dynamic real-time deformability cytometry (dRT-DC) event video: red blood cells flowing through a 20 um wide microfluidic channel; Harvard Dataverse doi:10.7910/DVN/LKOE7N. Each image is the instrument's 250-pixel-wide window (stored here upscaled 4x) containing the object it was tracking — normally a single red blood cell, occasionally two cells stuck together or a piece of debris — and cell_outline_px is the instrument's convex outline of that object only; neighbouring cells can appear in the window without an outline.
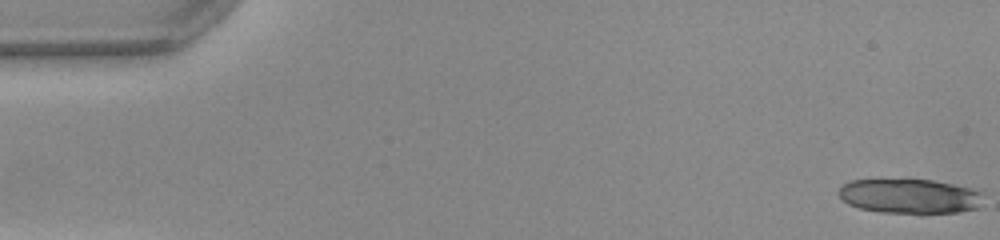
{"species": "common noctule bat (a hibernating species)", "species_latin": "Nyctalus noctula", "temperature_condition": "warm", "stored_images_in_passage": 51, "camera_frame_rate_fps": 3000, "um_per_image_px": 0.085, "animal": {"sex": "female", "body_mass_g": 22.0, "forearm_length_mm": 56.7}, "frame": {"image": 1, "passage_image": 1, "time_ms": 0.0, "image_size_px": [1000, 240], "cell_outline_px": [[984, 192], [976, 208], [960, 212], [920, 216], [880, 212], [860, 208], [848, 204], [840, 196], [840, 188], [844, 184], [852, 180], [932, 180], [972, 188]], "centroid_in_image_um": [77.37, 16.72], "position_along_channel_um": 7.6, "area_um2": 29.71}}
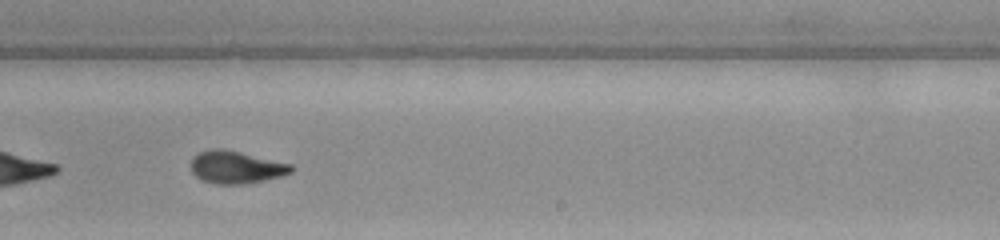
{"frame": {"image": 2, "passage_image": 32, "time_ms": 10.333, "image_size_px": [1000, 240], "cell_outline_px": [[292, 172], [280, 176], [264, 180], [244, 184], [212, 184], [200, 180], [192, 172], [192, 156], [200, 152], [212, 148], [220, 148], [292, 164]], "centroid_in_image_um": [20.02, 14.22], "position_along_channel_um": 269.0, "area_um2": 18.84}}
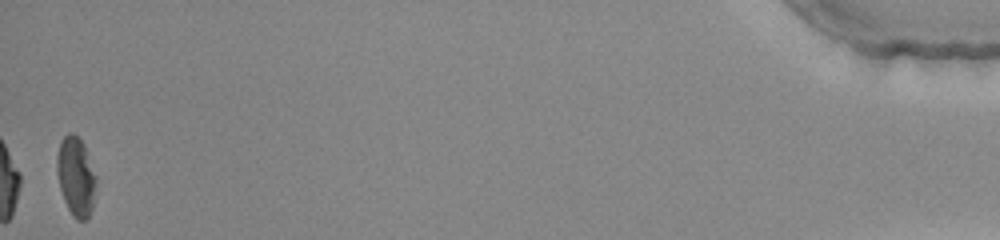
{"frame": {"image": 3, "passage_image": 51, "time_ms": 16.667, "image_size_px": [1000, 240], "cell_outline_px": [[96, 180], [92, 208], [88, 216], [84, 220], [76, 220], [72, 216], [64, 200], [60, 188], [56, 172], [56, 156], [60, 140], [68, 132], [72, 132], [84, 144], [96, 176]], "centroid_in_image_um": [6.43, 14.97], "position_along_channel_um": 428.8, "area_um2": 18.09}, "authors_computed_cell_mechanics": {"area_um2": 19.074, "velocity_mm_per_s": 4.0244, "shape_relaxation_time_tau1_ms": 7.8942, "shape_relaxation_time_tau2_ms": 1.7146, "deformation_change_tau1": 0.2307, "deformation_change_tau2": 0.0784}}